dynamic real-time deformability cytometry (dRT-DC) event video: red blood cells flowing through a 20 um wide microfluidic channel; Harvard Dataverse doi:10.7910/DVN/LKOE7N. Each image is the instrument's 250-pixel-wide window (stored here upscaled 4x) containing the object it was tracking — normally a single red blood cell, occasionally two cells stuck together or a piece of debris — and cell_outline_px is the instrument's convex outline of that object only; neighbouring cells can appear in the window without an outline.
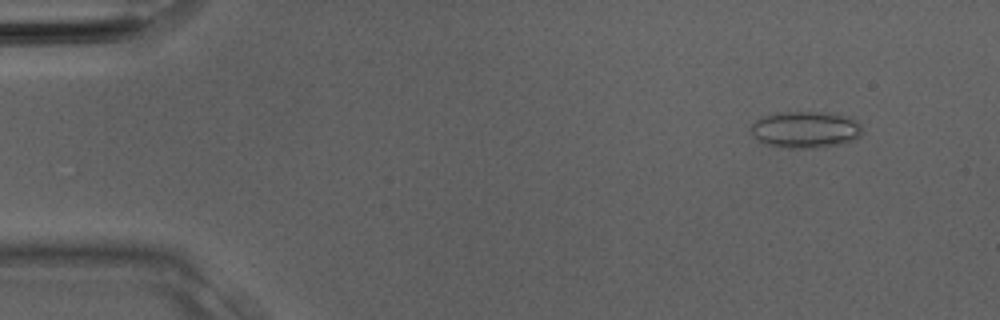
{"species": "Egyptian fruit bat (a non-hibernating species)", "species_latin": "Rousettus aegyptiacus", "temperature_condition": "room temperature", "stored_images_in_passage": 2, "camera_frame_rate_fps": 3000, "um_per_image_px": 0.085, "animal": {"sex": "male"}, "frame": {"image": 1, "passage_image": 1, "time_ms": 0.0, "image_size_px": [1000, 320], "cell_outline_px": [[864, 132], [856, 140], [816, 148], [788, 148], [768, 144], [756, 140], [752, 136], [752, 124], [760, 116], [784, 112], [828, 112], [848, 116], [860, 124]], "centroid_in_image_um": [68.48, 11.01], "position_along_channel_um": 16.5, "area_um2": 23.93}}